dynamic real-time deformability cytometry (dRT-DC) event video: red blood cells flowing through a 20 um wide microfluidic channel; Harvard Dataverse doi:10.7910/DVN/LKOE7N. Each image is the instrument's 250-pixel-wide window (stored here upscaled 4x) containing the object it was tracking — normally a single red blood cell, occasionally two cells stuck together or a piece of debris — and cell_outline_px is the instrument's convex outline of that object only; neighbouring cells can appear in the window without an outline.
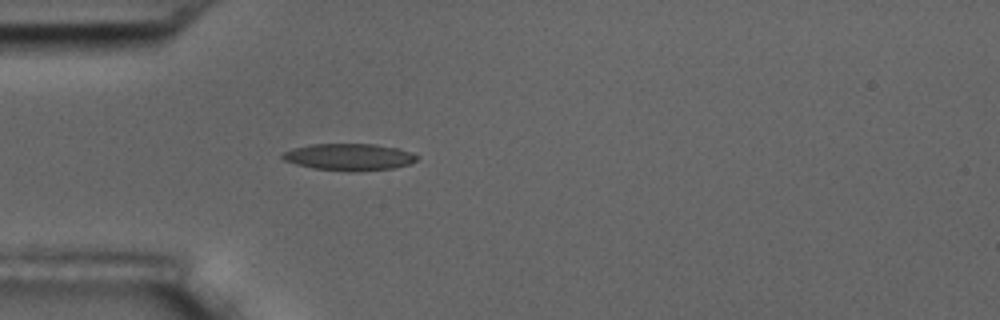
{"species": "common noctule bat (a hibernating species)", "species_latin": "Nyctalus noctula", "temperature_condition": "room temperature", "stored_images_in_passage": 3, "camera_frame_rate_fps": 3000, "um_per_image_px": 0.085, "animal": {"sex": "male", "body_mass_g": 17.5, "forearm_length_mm": 52.3}, "frame": {"image": 1, "passage_image": 2, "time_ms": 1.333, "image_size_px": [1000, 320], "cell_outline_px": [[420, 156], [416, 160], [408, 164], [392, 168], [352, 172], [348, 172], [312, 168], [296, 164], [284, 160], [280, 156], [284, 152], [292, 148], [312, 144], [376, 144], [400, 148]], "centroid_in_image_um": [29.67, 13.34], "position_along_channel_um": 55.3, "area_um2": 21.15}}